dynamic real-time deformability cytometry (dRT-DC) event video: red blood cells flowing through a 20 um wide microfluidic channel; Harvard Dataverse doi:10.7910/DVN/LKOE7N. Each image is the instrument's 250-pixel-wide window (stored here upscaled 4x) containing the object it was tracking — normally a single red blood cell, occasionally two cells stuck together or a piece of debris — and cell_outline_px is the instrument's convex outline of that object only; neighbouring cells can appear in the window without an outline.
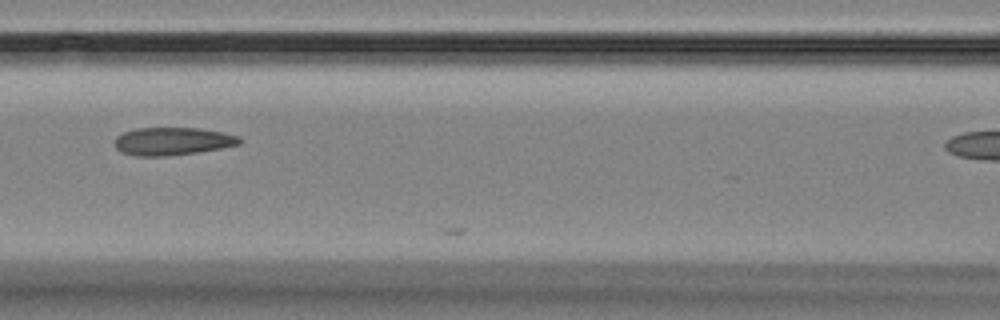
{"species": "Egyptian fruit bat (a non-hibernating species)", "species_latin": "Rousettus aegyptiacus", "temperature_condition": "room temperature", "stored_images_in_passage": 10, "camera_frame_rate_fps": 3000, "um_per_image_px": 0.085, "animal": {"sex": "female"}, "frame": {"image": 1, "passage_image": 6, "time_ms": 6.0, "image_size_px": [1000, 320], "cell_outline_px": [[244, 140], [240, 144], [220, 148], [196, 152], [168, 156], [136, 156], [120, 152], [116, 148], [112, 140], [116, 136], [124, 132], [136, 128], [200, 128], [224, 132], [240, 136]], "centroid_in_image_um": [14.65, 12.0], "position_along_channel_um": 151.9, "area_um2": 20.52}}
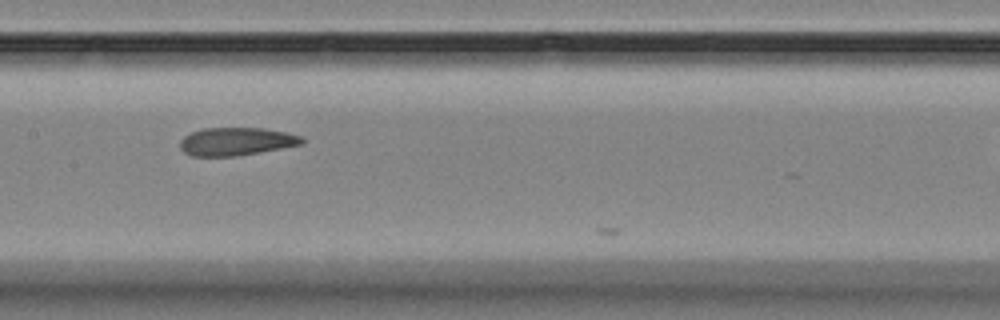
{"frame": {"image": 2, "passage_image": 7, "time_ms": 7.0, "image_size_px": [1000, 320], "cell_outline_px": [[304, 144], [236, 156], [192, 156], [184, 152], [180, 148], [180, 140], [184, 136], [192, 132], [204, 128], [264, 128], [288, 132], [300, 136], [304, 140]], "centroid_in_image_um": [20.09, 12.02], "position_along_channel_um": 187.3, "area_um2": 19.88}}
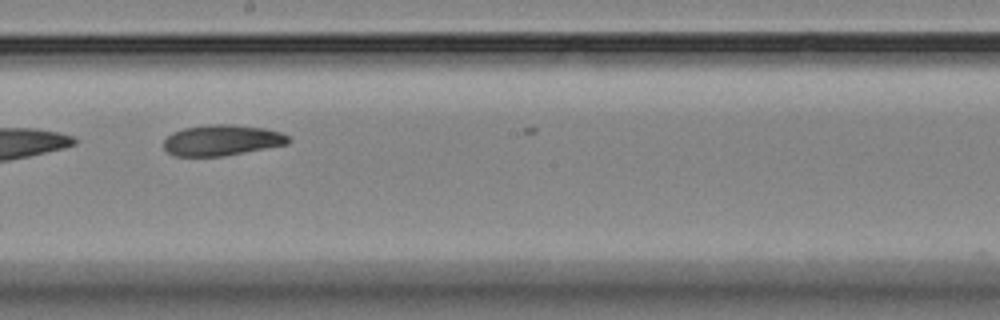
{"frame": {"image": 3, "passage_image": 10, "time_ms": 10.667, "image_size_px": [1000, 320], "cell_outline_px": [[292, 140], [288, 144], [224, 156], [172, 156], [164, 148], [164, 140], [172, 132], [184, 128], [208, 124], [232, 124], [264, 128], [280, 132], [288, 136]], "centroid_in_image_um": [18.86, 11.92], "position_along_channel_um": 229.3, "area_um2": 22.48}}